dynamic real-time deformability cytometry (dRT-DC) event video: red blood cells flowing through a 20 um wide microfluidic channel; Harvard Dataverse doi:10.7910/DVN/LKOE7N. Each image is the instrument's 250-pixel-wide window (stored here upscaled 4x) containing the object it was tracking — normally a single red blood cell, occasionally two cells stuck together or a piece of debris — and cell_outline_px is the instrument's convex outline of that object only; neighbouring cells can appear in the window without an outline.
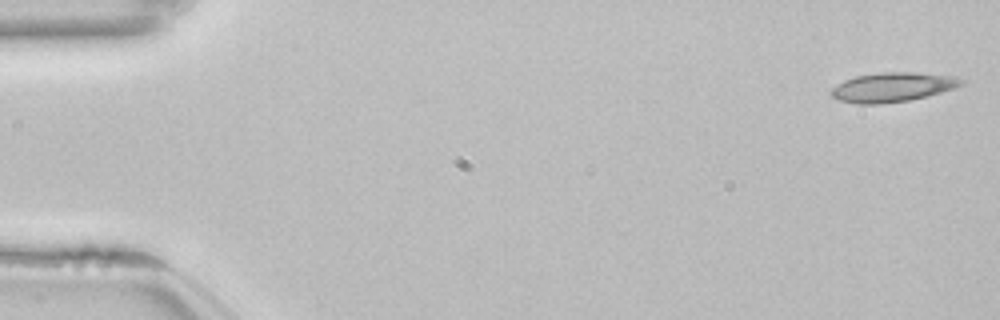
{"species": "common noctule bat (a hibernating species)", "species_latin": "Nyctalus noctula", "temperature_condition": "room temperature", "stored_images_in_passage": 53, "camera_frame_rate_fps": 3000, "um_per_image_px": 0.085, "animal": {"sex": "female", "body_mass_g": 22.7, "forearm_length_mm": 54.2}, "frame": {"image": 1, "passage_image": 1, "time_ms": 0.0, "image_size_px": [1000, 320], "cell_outline_px": [[964, 84], [940, 92], [912, 100], [880, 104], [856, 104], [840, 100], [832, 96], [828, 92], [836, 84], [844, 80], [856, 76], [880, 72], [916, 72], [948, 76], [964, 80]], "centroid_in_image_um": [75.8, 7.41], "position_along_channel_um": 9.2, "area_um2": 22.2}}
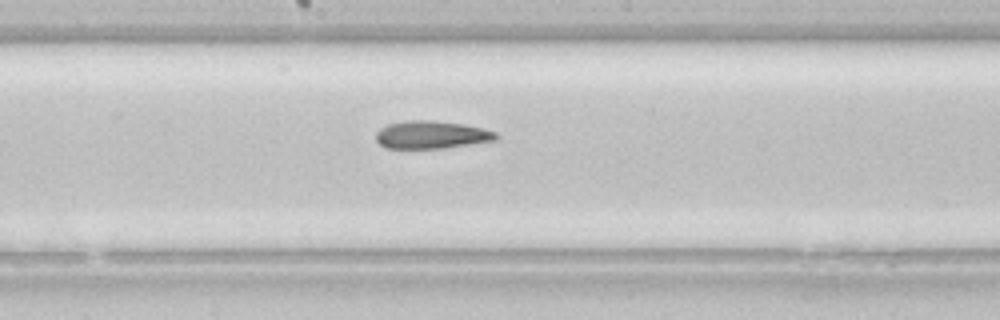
{"frame": {"image": 2, "passage_image": 28, "time_ms": 9.0, "image_size_px": [1000, 320], "cell_outline_px": [[500, 136], [496, 140], [444, 148], [384, 148], [376, 140], [376, 132], [380, 128], [388, 124], [408, 120], [432, 120], [464, 124], [484, 128], [496, 132]], "centroid_in_image_um": [36.69, 11.45], "position_along_channel_um": 211.5, "area_um2": 19.54}}
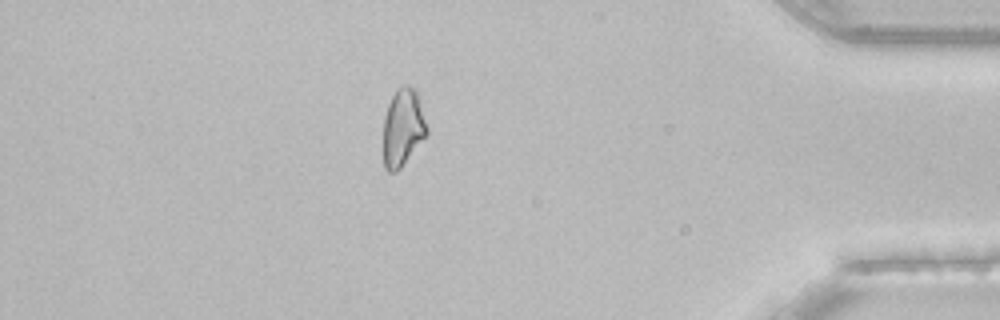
{"frame": {"image": 3, "passage_image": 46, "time_ms": 15.0, "image_size_px": [1000, 320], "cell_outline_px": [[428, 132], [400, 168], [396, 172], [388, 172], [384, 168], [384, 116], [388, 104], [396, 88], [404, 84], [408, 84], [416, 88], [428, 128]], "centroid_in_image_um": [34.24, 10.79], "position_along_channel_um": 401.0, "area_um2": 19.65}}